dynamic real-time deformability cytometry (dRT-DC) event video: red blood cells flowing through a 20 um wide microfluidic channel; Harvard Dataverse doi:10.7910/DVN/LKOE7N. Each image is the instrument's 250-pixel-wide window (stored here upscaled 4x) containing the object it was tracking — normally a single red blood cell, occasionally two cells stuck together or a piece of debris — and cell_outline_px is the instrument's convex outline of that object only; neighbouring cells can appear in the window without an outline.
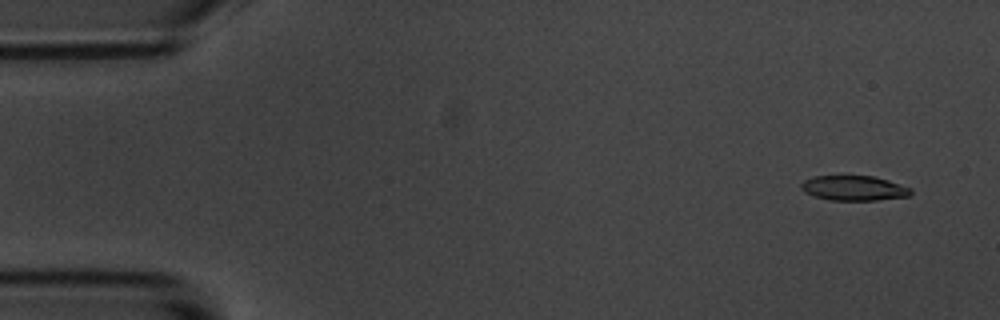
{"species": "common noctule bat (a hibernating species)", "species_latin": "Nyctalus noctula", "temperature_condition": "room temperature", "stored_images_in_passage": 49, "camera_frame_rate_fps": 3000, "um_per_image_px": 0.085, "animal": {"sex": "male", "body_mass_g": 20.1, "forearm_length_mm": 53.5}, "frame": {"image": 1, "passage_image": 1, "time_ms": 0.0, "image_size_px": [1000, 320], "cell_outline_px": [[912, 192], [908, 196], [876, 200], [828, 200], [812, 196], [804, 192], [800, 188], [800, 184], [804, 180], [812, 176], [840, 172], [872, 176], [888, 180], [912, 188]], "centroid_in_image_um": [72.48, 15.93], "position_along_channel_um": 12.5, "area_um2": 16.88}}
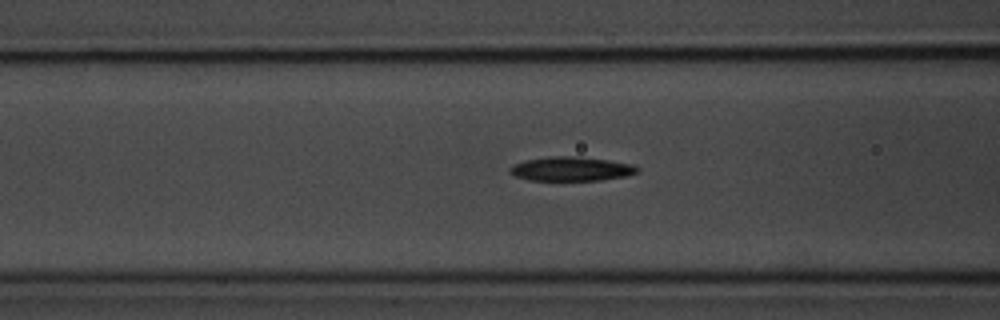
{"frame": {"image": 2, "passage_image": 19, "time_ms": 6.0, "image_size_px": [1000, 320], "cell_outline_px": [[640, 172], [624, 176], [600, 180], [528, 180], [516, 176], [508, 172], [508, 168], [512, 164], [524, 160], [552, 156], [576, 156], [608, 160], [632, 164], [640, 168]], "centroid_in_image_um": [48.53, 14.35], "position_along_channel_um": 118.1, "area_um2": 18.03}}
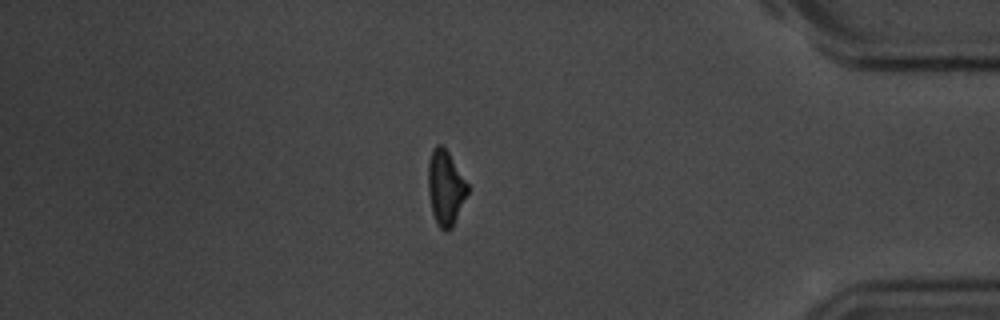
{"frame": {"image": 3, "passage_image": 45, "time_ms": 14.667, "image_size_px": [1000, 320], "cell_outline_px": [[468, 192], [452, 228], [448, 232], [444, 232], [436, 224], [432, 212], [428, 192], [428, 164], [432, 148], [436, 144], [440, 144], [448, 152], [468, 184]], "centroid_in_image_um": [37.85, 15.98], "position_along_channel_um": 397.4, "area_um2": 17.22}, "authors_computed_cell_mechanics": {"area_um2": 17.8024, "velocity_mm_per_s": 3.6134, "shape_relaxation_time_tau1_ms": 2.9707, "shape_relaxation_time_tau2_ms": null, "deformation_change_tau1": 0.1097, "deformation_change_tau2": null}}